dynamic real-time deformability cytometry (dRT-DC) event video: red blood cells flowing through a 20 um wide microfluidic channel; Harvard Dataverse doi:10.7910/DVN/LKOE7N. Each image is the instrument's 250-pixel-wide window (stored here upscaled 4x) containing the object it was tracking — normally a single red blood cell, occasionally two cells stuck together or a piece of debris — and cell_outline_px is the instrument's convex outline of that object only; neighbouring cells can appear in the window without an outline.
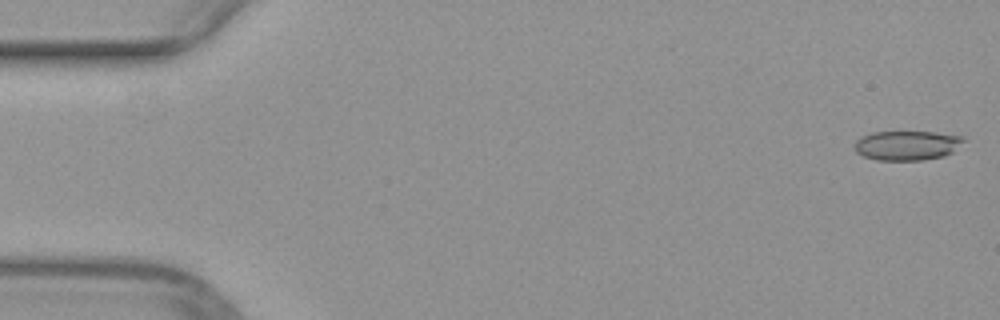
{"species": "common noctule bat (a hibernating species)", "species_latin": "Nyctalus noctula", "temperature_condition": "warm", "stored_images_in_passage": 14, "camera_frame_rate_fps": 3000, "um_per_image_px": 0.085, "animal": {"sex": "female", "body_mass_g": 29.2, "forearm_length_mm": 56.3}, "frame": {"image": 1, "passage_image": 1, "time_ms": 0.0, "image_size_px": [1000, 320], "cell_outline_px": [[964, 140], [952, 152], [944, 156], [920, 160], [876, 160], [864, 156], [856, 152], [856, 140], [872, 132], [936, 132], [964, 136]], "centroid_in_image_um": [77.11, 12.36], "position_along_channel_um": 7.9, "area_um2": 18.55}}
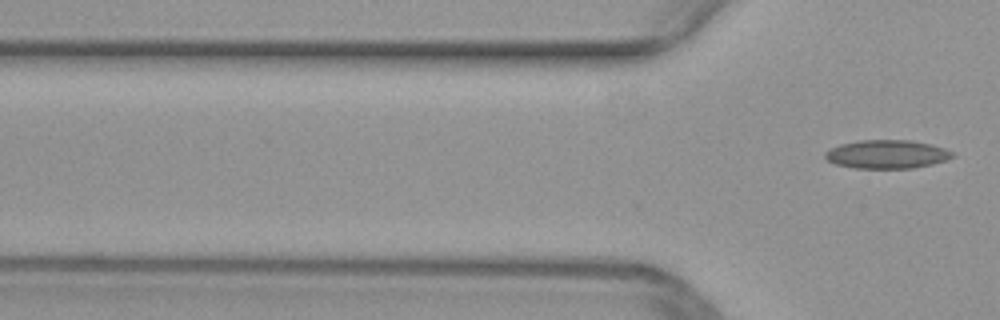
{"frame": {"image": 2, "passage_image": 14, "time_ms": 4.333, "image_size_px": [1000, 320], "cell_outline_px": [[956, 156], [932, 164], [912, 168], [856, 168], [836, 164], [828, 160], [824, 156], [824, 152], [840, 144], [860, 140], [912, 140], [932, 144], [956, 152]], "centroid_in_image_um": [75.43, 13.1], "position_along_channel_um": 50.4, "area_um2": 21.21}}